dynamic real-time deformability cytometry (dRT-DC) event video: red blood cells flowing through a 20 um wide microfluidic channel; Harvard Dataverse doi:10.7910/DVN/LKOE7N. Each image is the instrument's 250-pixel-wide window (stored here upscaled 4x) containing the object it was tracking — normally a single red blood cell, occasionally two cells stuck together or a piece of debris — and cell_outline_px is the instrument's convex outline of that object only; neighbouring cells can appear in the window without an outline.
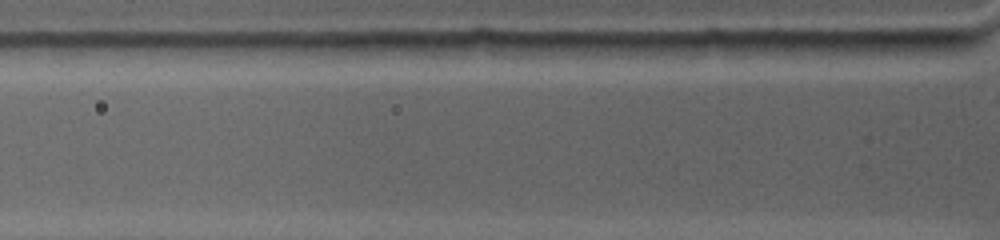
{"species": "common noctule bat (a hibernating species)", "species_latin": "Nyctalus noctula", "temperature_condition": "warm", "stored_images_in_passage": 3, "camera_frame_rate_fps": 4500, "um_per_image_px": 0.085, "animal": {"sex": "female", "body_mass_g": 19.0, "forearm_length_mm": 53.3}, "frame": {"image": 1, "passage_image": 3, "time_ms": 1.111, "image_size_px": [1000, 240], "cell_outline_px": [[980, 40], [976, 44], [968, 48], [936, 56], [908, 56], [852, 52], [832, 44], [832, 40]], "centroid_in_image_um": [76.94, 3.97], "position_along_channel_um": 48.9, "area_um2": 13.24}}